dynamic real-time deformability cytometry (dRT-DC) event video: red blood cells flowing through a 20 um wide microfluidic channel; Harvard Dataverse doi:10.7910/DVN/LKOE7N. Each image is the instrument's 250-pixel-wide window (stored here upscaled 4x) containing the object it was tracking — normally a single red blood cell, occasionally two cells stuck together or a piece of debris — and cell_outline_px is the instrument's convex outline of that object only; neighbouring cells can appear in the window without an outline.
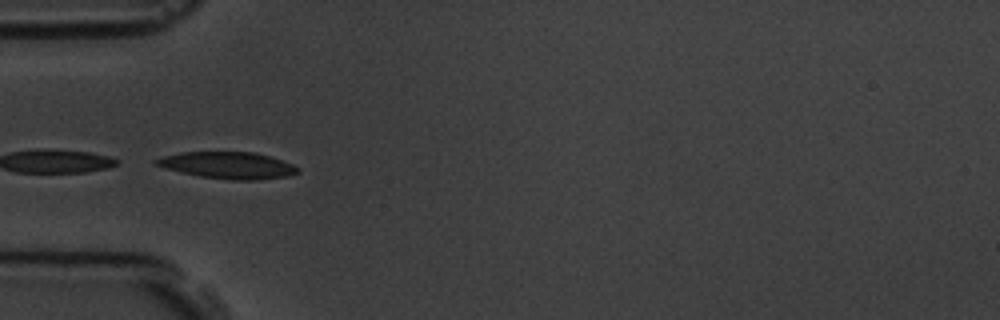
{"species": "common noctule bat (a hibernating species)", "species_latin": "Nyctalus noctula", "temperature_condition": "room temperature", "stored_images_in_passage": 4, "camera_frame_rate_fps": 3000, "um_per_image_px": 0.085, "animal": {"sex": "male", "body_mass_g": 19.5, "forearm_length_mm": 54.6}, "frame": {"image": 1, "passage_image": 3, "time_ms": 2.333, "image_size_px": [1000, 320], "cell_outline_px": [[300, 172], [288, 176], [256, 180], [232, 180], [200, 176], [152, 164], [152, 160], [164, 156], [180, 152], [252, 152], [268, 156], [292, 164], [300, 168]], "centroid_in_image_um": [19.38, 14.05], "position_along_channel_um": 65.6, "area_um2": 21.85}}